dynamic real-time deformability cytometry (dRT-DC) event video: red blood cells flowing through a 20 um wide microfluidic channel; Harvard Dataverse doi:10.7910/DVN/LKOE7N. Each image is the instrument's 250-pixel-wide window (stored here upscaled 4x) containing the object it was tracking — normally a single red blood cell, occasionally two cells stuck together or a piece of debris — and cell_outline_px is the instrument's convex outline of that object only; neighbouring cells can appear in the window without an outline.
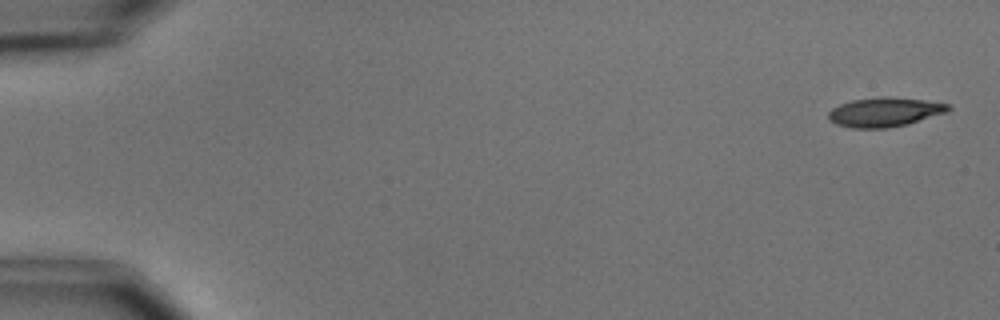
{"species": "common noctule bat (a hibernating species)", "species_latin": "Nyctalus noctula", "temperature_condition": "cold", "stored_images_in_passage": 5, "camera_frame_rate_fps": 3000, "um_per_image_px": 0.085, "animal": {"sex": "male", "body_mass_g": 15.6}, "frame": {"image": 1, "passage_image": 1, "time_ms": 0.0, "image_size_px": [1000, 320], "cell_outline_px": [[952, 108], [948, 112], [908, 124], [884, 128], [852, 128], [836, 124], [828, 120], [828, 112], [832, 108], [840, 104], [852, 100], [880, 96], [888, 96], [924, 100], [948, 104]], "centroid_in_image_um": [75.19, 9.52], "position_along_channel_um": 9.8, "area_um2": 20.58}}
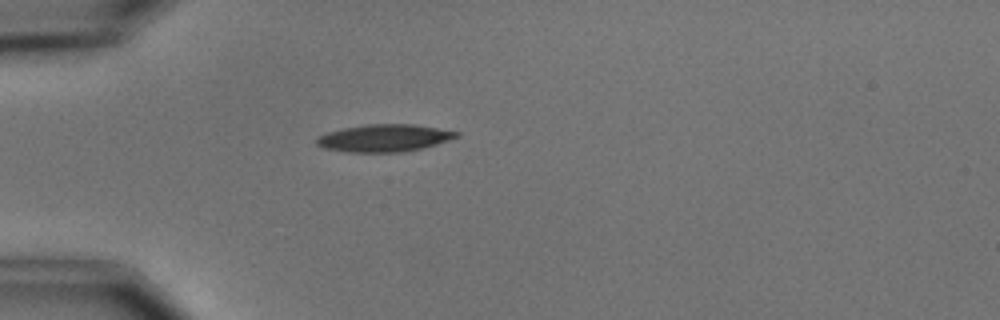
{"frame": {"image": 2, "passage_image": 4, "time_ms": 4.667, "image_size_px": [1000, 320], "cell_outline_px": [[460, 136], [436, 144], [404, 152], [348, 152], [324, 148], [316, 144], [316, 136], [328, 132], [344, 128], [368, 124], [412, 124], [460, 132]], "centroid_in_image_um": [32.63, 11.73], "position_along_channel_um": 52.4, "area_um2": 22.14}}